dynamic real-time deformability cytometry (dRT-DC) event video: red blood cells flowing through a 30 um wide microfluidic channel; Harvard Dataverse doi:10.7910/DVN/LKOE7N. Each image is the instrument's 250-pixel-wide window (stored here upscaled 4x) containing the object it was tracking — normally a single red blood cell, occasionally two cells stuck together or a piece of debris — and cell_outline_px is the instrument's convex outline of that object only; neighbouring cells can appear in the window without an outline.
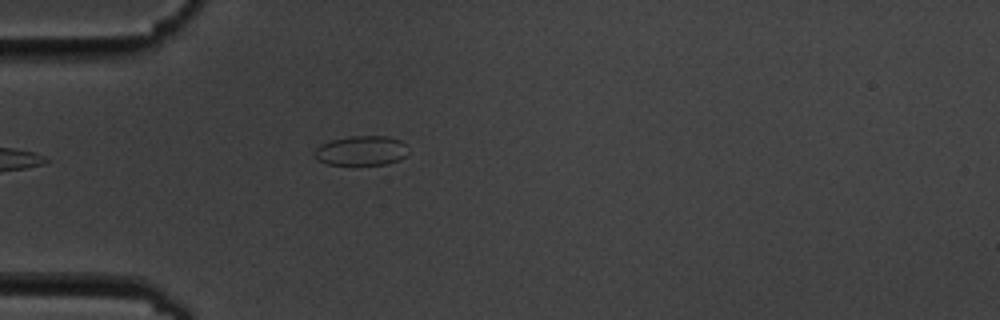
{"species": "common noctule bat (a hibernating species)", "species_latin": "Nyctalus noctula", "temperature_condition": "cold", "stored_images_in_passage": 5, "camera_frame_rate_fps": 3000, "um_per_image_px": 0.085, "animal": {"sex": "male", "body_mass_g": 19.5, "forearm_length_mm": 54.6}, "frame": {"image": 1, "passage_image": 5, "time_ms": 5.333, "image_size_px": [1000, 320], "cell_outline_px": [[408, 144], [404, 156], [400, 160], [388, 164], [328, 164], [316, 160], [312, 156], [312, 152], [320, 144], [332, 140], [352, 136], [388, 136], [400, 140]], "centroid_in_image_um": [30.68, 12.8], "position_along_channel_um": 54.3, "area_um2": 16.3}}